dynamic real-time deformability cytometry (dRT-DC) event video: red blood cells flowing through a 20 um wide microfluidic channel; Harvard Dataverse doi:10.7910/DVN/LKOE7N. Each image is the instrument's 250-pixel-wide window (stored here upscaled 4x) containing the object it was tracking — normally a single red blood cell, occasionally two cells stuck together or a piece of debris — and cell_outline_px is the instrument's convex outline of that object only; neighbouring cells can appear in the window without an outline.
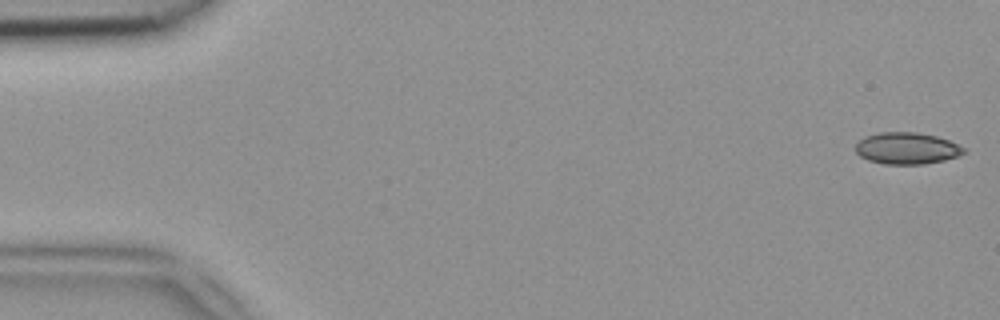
{"species": "common noctule bat (a hibernating species)", "species_latin": "Nyctalus noctula", "temperature_condition": "room temperature", "stored_images_in_passage": 51, "camera_frame_rate_fps": 3000, "um_per_image_px": 0.085, "animal": {"sex": "female", "body_mass_g": 18.4}, "frame": {"image": 1, "passage_image": 1, "time_ms": 0.0, "image_size_px": [1000, 320], "cell_outline_px": [[968, 152], [944, 160], [924, 164], [884, 164], [868, 160], [860, 156], [856, 152], [856, 144], [864, 136], [880, 132], [916, 132], [936, 136], [948, 140], [964, 148]], "centroid_in_image_um": [77.06, 12.6], "position_along_channel_um": 7.9, "area_um2": 19.94}}
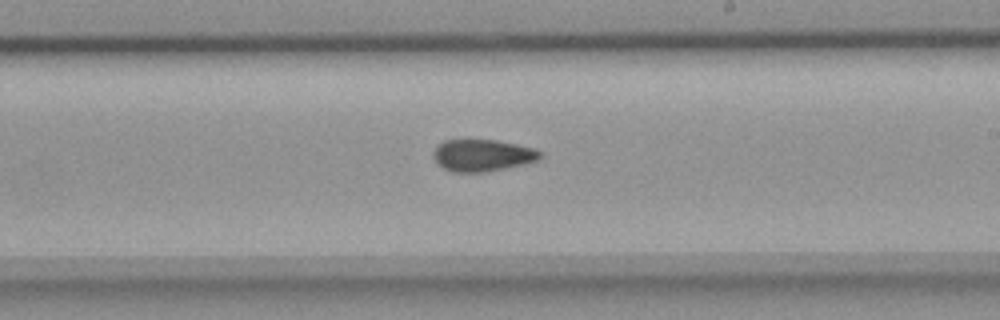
{"frame": {"image": 2, "passage_image": 29, "time_ms": 9.333, "image_size_px": [1000, 320], "cell_outline_px": [[544, 156], [536, 160], [524, 164], [484, 172], [452, 172], [436, 164], [432, 156], [432, 152], [444, 140], [496, 140], [516, 144], [532, 148], [544, 152]], "centroid_in_image_um": [41.0, 13.21], "position_along_channel_um": 248.0, "area_um2": 19.88}}
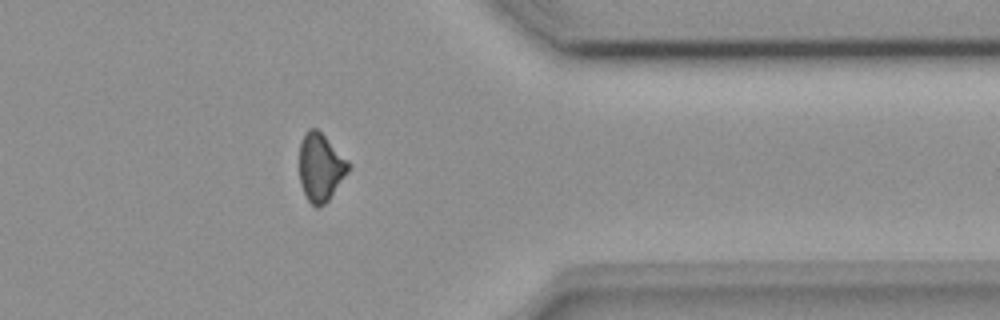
{"frame": {"image": 3, "passage_image": 40, "time_ms": 13.0, "image_size_px": [1000, 320], "cell_outline_px": [[348, 172], [328, 200], [324, 204], [316, 208], [308, 200], [300, 184], [300, 144], [304, 132], [308, 128], [316, 128], [324, 136], [348, 164]], "centroid_in_image_um": [27.19, 14.23], "position_along_channel_um": 384.2, "area_um2": 18.73}}